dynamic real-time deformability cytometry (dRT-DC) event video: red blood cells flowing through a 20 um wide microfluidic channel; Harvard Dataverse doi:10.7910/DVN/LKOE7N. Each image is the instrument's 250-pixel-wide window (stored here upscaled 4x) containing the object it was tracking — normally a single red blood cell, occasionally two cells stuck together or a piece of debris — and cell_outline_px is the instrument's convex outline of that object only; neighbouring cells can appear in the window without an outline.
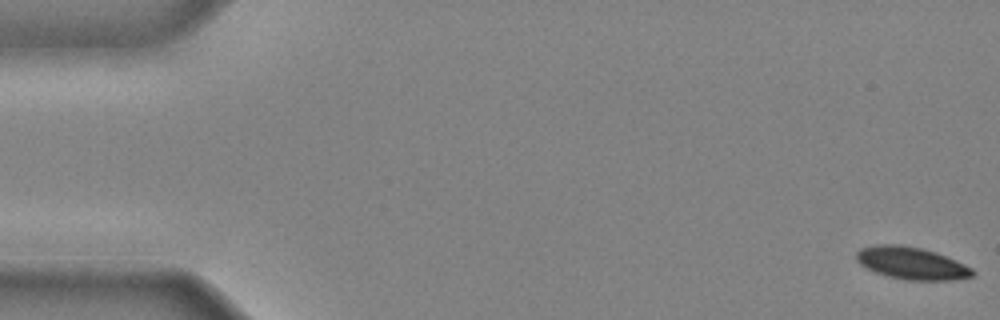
{"species": "common noctule bat (a hibernating species)", "species_latin": "Nyctalus noctula", "temperature_condition": "cold", "stored_images_in_passage": 42, "camera_frame_rate_fps": 3000, "um_per_image_px": 0.085, "animal": {"sex": "male", "body_mass_g": 20.4}, "frame": {"image": 1, "passage_image": 1, "time_ms": 0.0, "image_size_px": [1000, 320], "cell_outline_px": [[976, 272], [972, 276], [952, 280], [908, 280], [888, 276], [876, 272], [860, 264], [856, 260], [856, 252], [860, 248], [876, 244], [900, 244], [920, 248], [936, 252], [956, 260], [972, 268]], "centroid_in_image_um": [77.48, 22.36], "position_along_channel_um": 7.5, "area_um2": 21.85}}
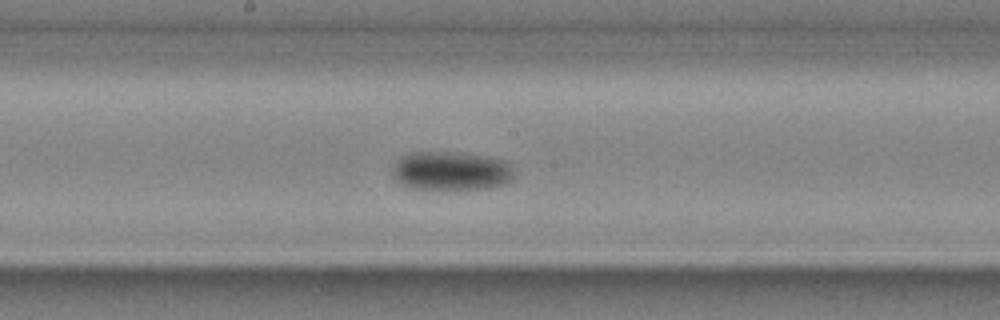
{"frame": {"image": 2, "passage_image": 24, "time_ms": 7.667, "image_size_px": [1000, 320], "cell_outline_px": [[512, 180], [504, 184], [488, 188], [412, 188], [400, 184], [392, 176], [392, 164], [400, 156], [408, 152], [460, 152], [488, 156], [504, 160], [512, 168]], "centroid_in_image_um": [38.28, 14.5], "position_along_channel_um": 209.9, "area_um2": 27.63}}
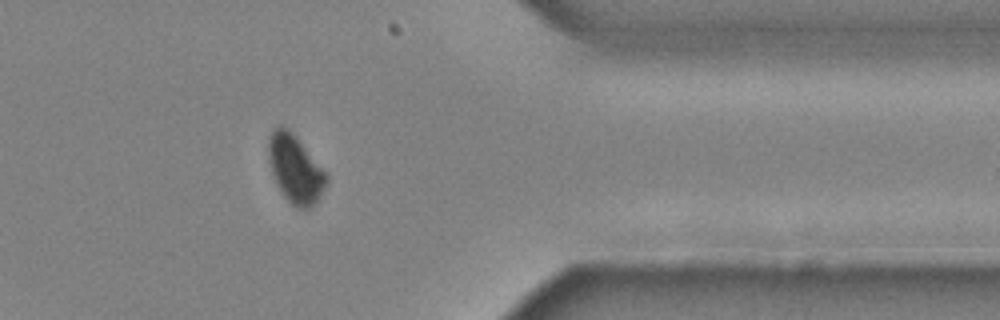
{"frame": {"image": 3, "passage_image": 37, "time_ms": 12.0, "image_size_px": [1000, 320], "cell_outline_px": [[328, 184], [316, 200], [308, 208], [296, 208], [284, 196], [276, 184], [268, 160], [268, 136], [280, 124], [284, 124], [296, 136], [328, 172]], "centroid_in_image_um": [25.1, 14.32], "position_along_channel_um": 386.3, "area_um2": 23.18}}